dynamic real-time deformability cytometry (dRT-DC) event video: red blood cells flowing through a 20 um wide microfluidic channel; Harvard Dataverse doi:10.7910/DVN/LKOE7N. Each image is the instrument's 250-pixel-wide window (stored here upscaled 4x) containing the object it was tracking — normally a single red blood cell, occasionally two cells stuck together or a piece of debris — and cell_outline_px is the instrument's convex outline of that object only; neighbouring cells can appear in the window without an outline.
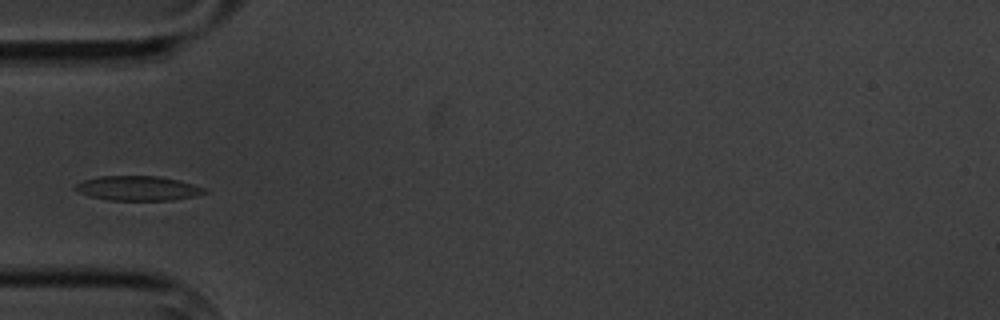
{"species": "common noctule bat (a hibernating species)", "species_latin": "Nyctalus noctula", "temperature_condition": "cold", "stored_images_in_passage": 4, "camera_frame_rate_fps": 3000, "um_per_image_px": 0.085, "animal": {"sex": "male", "body_mass_g": 20.1, "forearm_length_mm": 53.5}, "frame": {"image": 1, "passage_image": 4, "time_ms": 3.667, "image_size_px": [1000, 320], "cell_outline_px": [[208, 192], [196, 196], [172, 200], [108, 200], [88, 196], [76, 192], [72, 188], [76, 184], [84, 180], [100, 176], [160, 176], [180, 180], [204, 188]], "centroid_in_image_um": [11.69, 16.0], "position_along_channel_um": 73.3, "area_um2": 18.67}}